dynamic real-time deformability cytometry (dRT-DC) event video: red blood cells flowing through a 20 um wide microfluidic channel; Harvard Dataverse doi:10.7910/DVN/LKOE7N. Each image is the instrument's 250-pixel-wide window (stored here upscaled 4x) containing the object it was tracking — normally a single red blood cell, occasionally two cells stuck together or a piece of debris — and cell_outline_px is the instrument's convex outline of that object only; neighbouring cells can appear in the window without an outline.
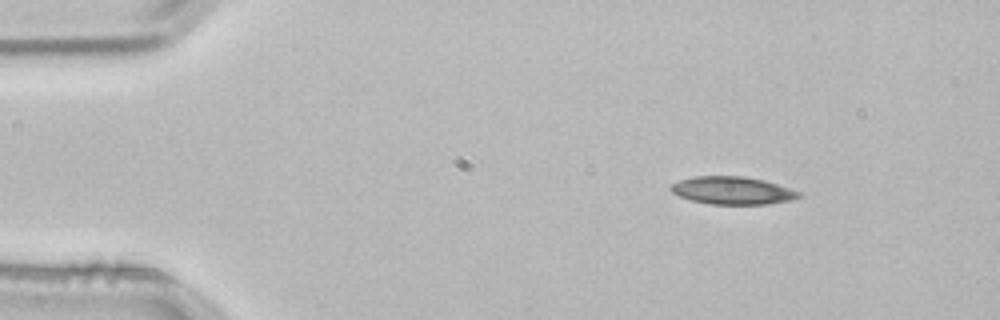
{"species": "common noctule bat (a hibernating species)", "species_latin": "Nyctalus noctula", "temperature_condition": "room temperature", "stored_images_in_passage": 3, "camera_frame_rate_fps": 3000, "um_per_image_px": 0.085, "animal": {"sex": "male", "body_mass_g": 21.5, "forearm_length_mm": 52.0}, "frame": {"image": 1, "passage_image": 1, "time_ms": 0.0, "image_size_px": [1000, 320], "cell_outline_px": [[804, 196], [796, 200], [768, 204], [712, 204], [692, 200], [680, 196], [672, 192], [668, 188], [672, 184], [680, 180], [692, 176], [744, 176], [764, 180], [800, 192]], "centroid_in_image_um": [62.3, 16.19], "position_along_channel_um": 22.7, "area_um2": 20.75}}
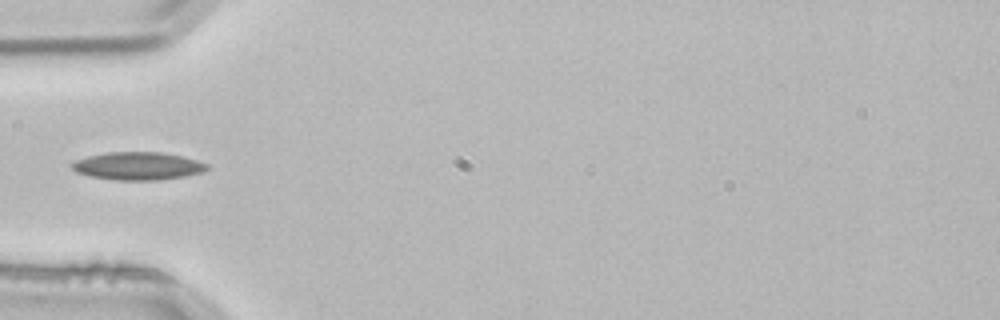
{"frame": {"image": 2, "passage_image": 3, "time_ms": 0.667, "image_size_px": [1000, 320], "cell_outline_px": [[212, 168], [204, 172], [184, 176], [156, 180], [116, 180], [92, 176], [76, 172], [68, 164], [76, 160], [88, 156], [108, 152], [164, 152], [196, 160], [208, 164]], "centroid_in_image_um": [11.74, 14.1], "position_along_channel_um": 73.3, "area_um2": 21.96}}